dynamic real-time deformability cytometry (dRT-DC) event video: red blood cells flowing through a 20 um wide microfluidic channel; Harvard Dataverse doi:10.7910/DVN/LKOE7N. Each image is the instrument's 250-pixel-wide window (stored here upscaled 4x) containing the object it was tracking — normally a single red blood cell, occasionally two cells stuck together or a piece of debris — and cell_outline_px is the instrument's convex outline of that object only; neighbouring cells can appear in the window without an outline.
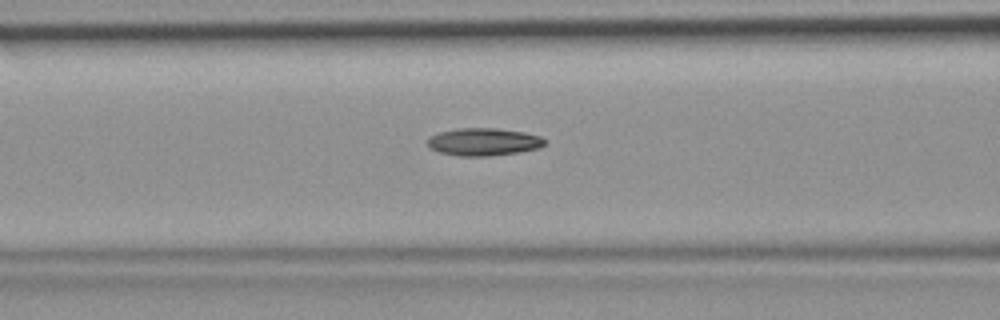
{"species": "common noctule bat (a hibernating species)", "species_latin": "Nyctalus noctula", "temperature_condition": "room temperature", "stored_images_in_passage": 40, "camera_frame_rate_fps": 3000, "um_per_image_px": 0.085, "animal": {"sex": "female", "body_mass_g": 19.9}, "frame": {"image": 1, "passage_image": 14, "time_ms": 4.333, "image_size_px": [1000, 320], "cell_outline_px": [[544, 144], [540, 148], [516, 152], [488, 156], [460, 156], [440, 152], [428, 148], [428, 136], [440, 132], [460, 128], [496, 128], [524, 132], [540, 136], [544, 140]], "centroid_in_image_um": [41.07, 12.05], "position_along_channel_um": 125.5, "area_um2": 18.73}}
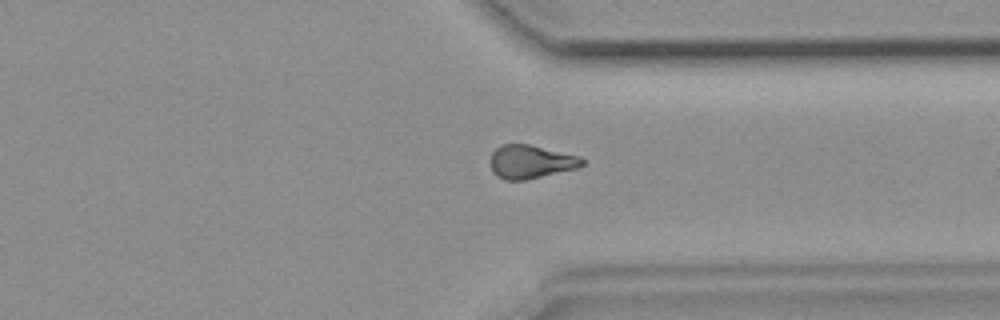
{"frame": {"image": 2, "passage_image": 31, "time_ms": 10.0, "image_size_px": [1000, 320], "cell_outline_px": [[584, 164], [576, 168], [524, 180], [504, 180], [496, 176], [492, 172], [488, 160], [492, 152], [500, 144], [528, 144], [580, 156], [584, 160]], "centroid_in_image_um": [45.04, 13.74], "position_along_channel_um": 366.4, "area_um2": 17.98}}
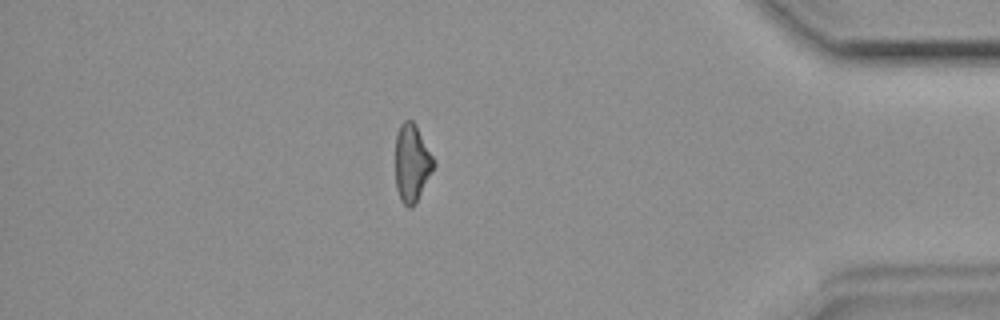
{"frame": {"image": 3, "passage_image": 36, "time_ms": 11.667, "image_size_px": [1000, 320], "cell_outline_px": [[436, 164], [412, 208], [408, 208], [400, 200], [396, 188], [396, 136], [400, 124], [404, 120], [412, 120], [416, 124], [436, 160]], "centroid_in_image_um": [35.02, 13.83], "position_along_channel_um": 400.2, "area_um2": 17.4}}